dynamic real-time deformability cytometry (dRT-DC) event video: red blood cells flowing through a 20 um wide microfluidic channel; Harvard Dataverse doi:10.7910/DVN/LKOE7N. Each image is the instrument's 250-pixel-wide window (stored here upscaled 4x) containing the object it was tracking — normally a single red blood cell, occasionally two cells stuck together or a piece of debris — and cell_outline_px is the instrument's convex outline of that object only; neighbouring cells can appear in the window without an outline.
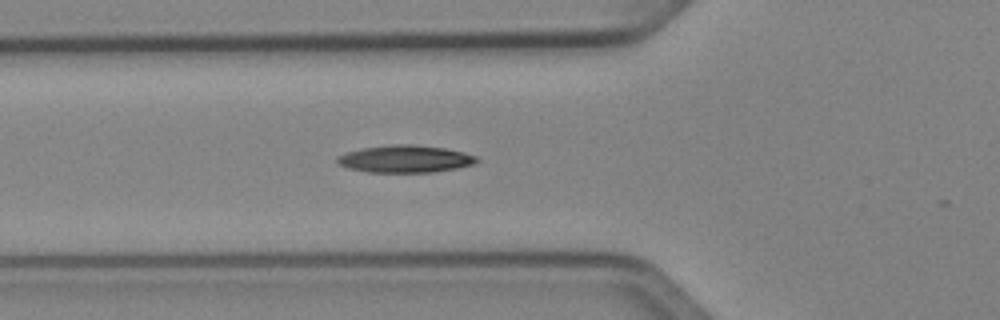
{"species": "Egyptian fruit bat (a non-hibernating species)", "species_latin": "Rousettus aegyptiacus", "temperature_condition": "cold", "stored_images_in_passage": 28, "camera_frame_rate_fps": 3000, "um_per_image_px": 0.085, "animal": {"sex": "female"}, "frame": {"image": 1, "passage_image": 2, "time_ms": 0.333, "image_size_px": [1000, 320], "cell_outline_px": [[480, 160], [472, 164], [456, 168], [432, 172], [364, 172], [348, 168], [340, 164], [336, 160], [340, 156], [348, 152], [364, 148], [396, 144], [412, 144], [444, 148], [476, 156]], "centroid_in_image_um": [34.44, 13.51], "position_along_channel_um": 91.4, "area_um2": 21.79}}
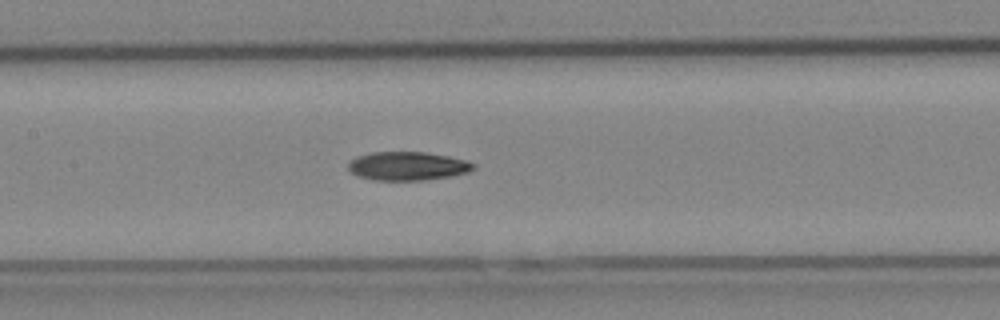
{"frame": {"image": 2, "passage_image": 8, "time_ms": 2.333, "image_size_px": [1000, 320], "cell_outline_px": [[476, 168], [468, 172], [448, 176], [424, 180], [376, 180], [360, 176], [352, 172], [348, 168], [348, 164], [356, 156], [372, 152], [424, 152], [448, 156], [464, 160], [476, 164]], "centroid_in_image_um": [34.65, 14.11], "position_along_channel_um": 172.7, "area_um2": 20.63}}
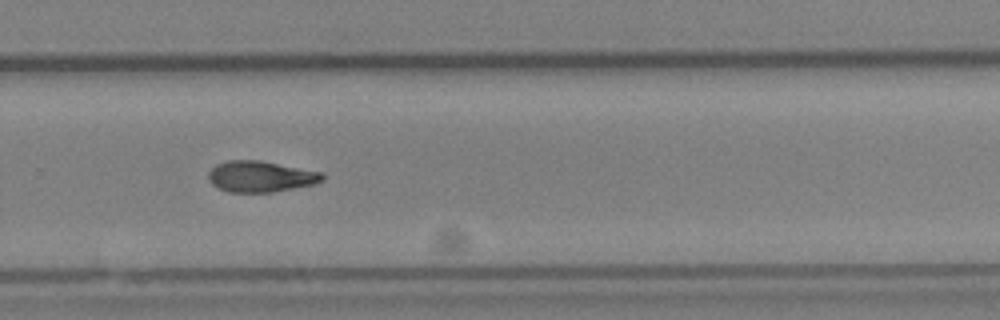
{"frame": {"image": 3, "passage_image": 18, "time_ms": 5.667, "image_size_px": [1000, 320], "cell_outline_px": [[324, 180], [312, 184], [272, 192], [228, 192], [212, 184], [208, 180], [208, 172], [216, 164], [228, 160], [260, 160], [324, 172]], "centroid_in_image_um": [22.14, 14.99], "position_along_channel_um": 307.7, "area_um2": 20.63}}